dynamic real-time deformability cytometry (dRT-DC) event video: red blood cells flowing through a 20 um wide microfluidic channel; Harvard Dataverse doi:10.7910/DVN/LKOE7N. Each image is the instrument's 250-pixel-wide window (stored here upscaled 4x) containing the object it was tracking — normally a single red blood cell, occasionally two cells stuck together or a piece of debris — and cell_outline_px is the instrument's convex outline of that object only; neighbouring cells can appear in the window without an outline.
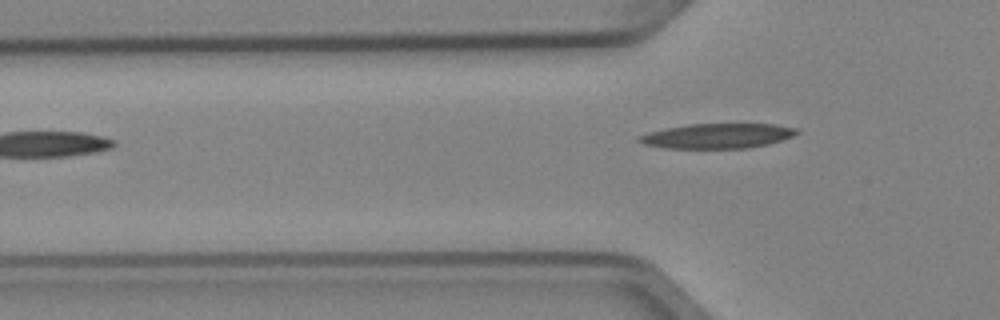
{"species": "Egyptian fruit bat (a non-hibernating species)", "species_latin": "Rousettus aegyptiacus", "temperature_condition": "cold", "stored_images_in_passage": 5, "camera_frame_rate_fps": 3000, "um_per_image_px": 0.085, "animal": {"sex": "female"}, "frame": {"image": 1, "passage_image": 5, "time_ms": 1.333, "image_size_px": [1000, 320], "cell_outline_px": [[800, 132], [792, 136], [768, 144], [748, 148], [664, 148], [644, 144], [636, 140], [636, 136], [648, 132], [664, 128], [688, 124], [776, 124], [796, 128]], "centroid_in_image_um": [60.93, 11.55], "position_along_channel_um": 64.9, "area_um2": 22.95}}